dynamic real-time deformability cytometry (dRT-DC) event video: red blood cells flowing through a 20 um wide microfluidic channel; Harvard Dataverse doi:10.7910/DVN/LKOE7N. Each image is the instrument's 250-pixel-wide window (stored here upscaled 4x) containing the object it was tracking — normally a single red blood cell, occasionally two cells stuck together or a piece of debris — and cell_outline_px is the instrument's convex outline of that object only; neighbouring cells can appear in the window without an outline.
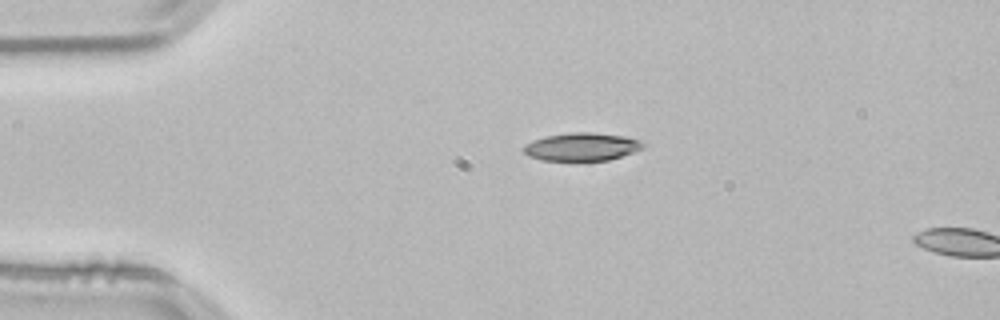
{"species": "common noctule bat (a hibernating species)", "species_latin": "Nyctalus noctula", "temperature_condition": "room temperature", "stored_images_in_passage": 4, "camera_frame_rate_fps": 3000, "um_per_image_px": 0.085, "animal": {"sex": "male", "body_mass_g": 21.5, "forearm_length_mm": 52.0}, "frame": {"image": 1, "passage_image": 1, "time_ms": 0.0, "image_size_px": [1000, 320], "cell_outline_px": [[644, 148], [608, 160], [544, 160], [528, 156], [520, 148], [524, 144], [532, 140], [544, 136], [572, 132], [592, 132], [624, 136], [640, 140], [644, 144]], "centroid_in_image_um": [49.4, 12.46], "position_along_channel_um": 35.6, "area_um2": 19.48}}